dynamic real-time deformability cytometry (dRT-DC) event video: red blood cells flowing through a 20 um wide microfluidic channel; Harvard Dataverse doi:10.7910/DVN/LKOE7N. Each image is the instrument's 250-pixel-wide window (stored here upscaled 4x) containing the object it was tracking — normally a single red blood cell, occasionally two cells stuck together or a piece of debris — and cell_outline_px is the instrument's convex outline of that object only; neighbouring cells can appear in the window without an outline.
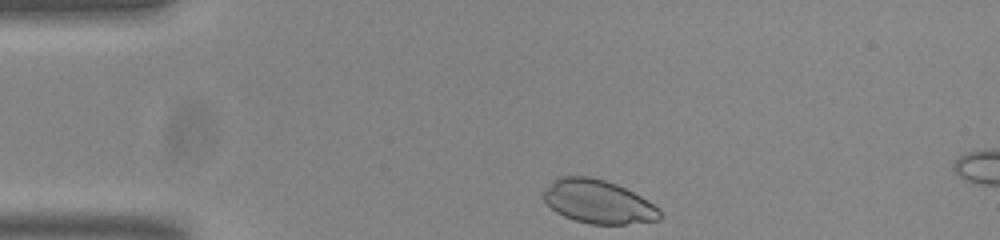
{"species": "common noctule bat (a hibernating species)", "species_latin": "Nyctalus noctula", "temperature_condition": "room temperature", "stored_images_in_passage": 5, "camera_frame_rate_fps": 3000, "um_per_image_px": 0.085, "animal": {"sex": "male", "body_mass_g": 20.0, "forearm_length_mm": 53.3}, "frame": {"image": 1, "passage_image": 1, "time_ms": 0.0, "image_size_px": [1000, 240], "cell_outline_px": [[660, 220], [624, 224], [592, 224], [576, 220], [564, 216], [556, 212], [544, 200], [540, 192], [560, 176], [588, 176], [604, 180], [616, 184], [648, 200], [660, 208]], "centroid_in_image_um": [50.83, 17.14], "position_along_channel_um": 34.2, "area_um2": 29.36}}